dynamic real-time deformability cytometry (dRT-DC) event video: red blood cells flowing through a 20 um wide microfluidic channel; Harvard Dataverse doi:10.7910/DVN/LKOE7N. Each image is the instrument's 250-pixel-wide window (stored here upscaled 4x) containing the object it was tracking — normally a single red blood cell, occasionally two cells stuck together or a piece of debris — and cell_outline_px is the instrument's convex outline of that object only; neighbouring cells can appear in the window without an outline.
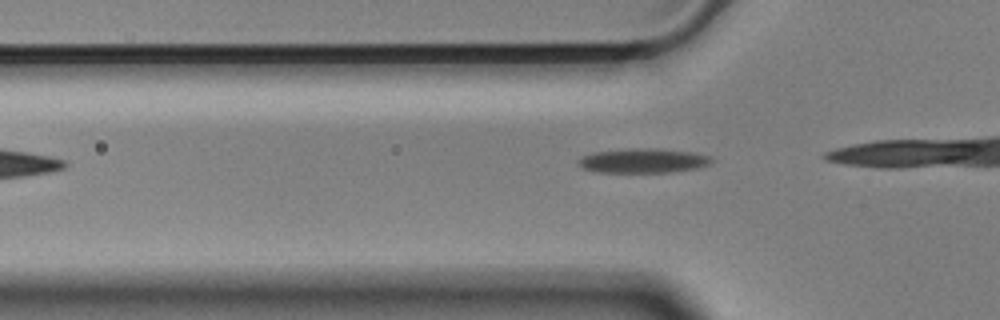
{"species": "Egyptian fruit bat (a non-hibernating species)", "species_latin": "Rousettus aegyptiacus", "temperature_condition": "cold", "stored_images_in_passage": 30, "camera_frame_rate_fps": 3000, "um_per_image_px": 0.085, "animal": {"sex": "male"}, "frame": {"image": 1, "passage_image": 4, "time_ms": 1.0, "image_size_px": [1000, 320], "cell_outline_px": [[712, 160], [708, 164], [696, 168], [672, 172], [600, 172], [584, 168], [580, 164], [580, 160], [584, 156], [592, 152], [628, 148], [652, 148], [692, 152], [708, 156]], "centroid_in_image_um": [54.67, 13.65], "position_along_channel_um": 71.1, "area_um2": 18.61}}
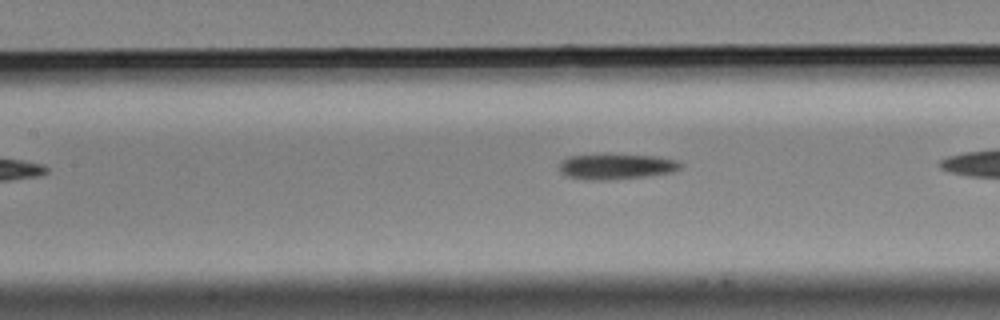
{"frame": {"image": 2, "passage_image": 11, "time_ms": 3.333, "image_size_px": [1000, 320], "cell_outline_px": [[680, 168], [672, 172], [644, 176], [608, 180], [584, 180], [564, 176], [560, 172], [560, 160], [568, 156], [604, 152], [608, 152], [652, 156], [676, 160], [680, 164]], "centroid_in_image_um": [52.26, 14.12], "position_along_channel_um": 155.1, "area_um2": 18.67}}
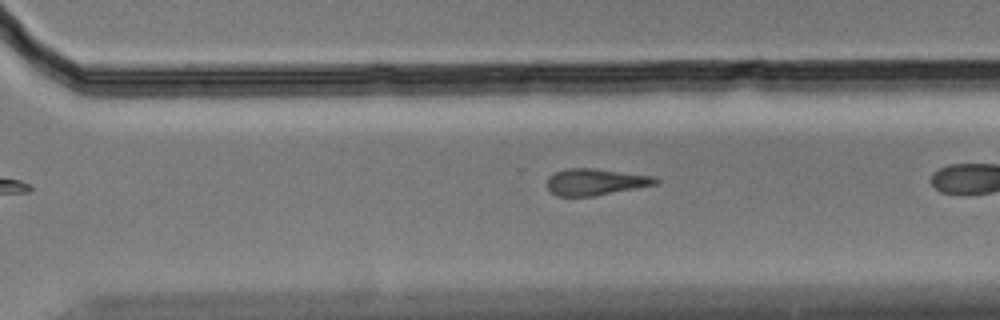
{"frame": {"image": 3, "passage_image": 25, "time_ms": 8.0, "image_size_px": [1000, 320], "cell_outline_px": [[660, 180], [656, 184], [592, 196], [556, 196], [548, 188], [548, 176], [556, 172], [568, 168], [592, 168], [652, 176]], "centroid_in_image_um": [50.58, 15.46], "position_along_channel_um": 320.0, "area_um2": 16.42}}